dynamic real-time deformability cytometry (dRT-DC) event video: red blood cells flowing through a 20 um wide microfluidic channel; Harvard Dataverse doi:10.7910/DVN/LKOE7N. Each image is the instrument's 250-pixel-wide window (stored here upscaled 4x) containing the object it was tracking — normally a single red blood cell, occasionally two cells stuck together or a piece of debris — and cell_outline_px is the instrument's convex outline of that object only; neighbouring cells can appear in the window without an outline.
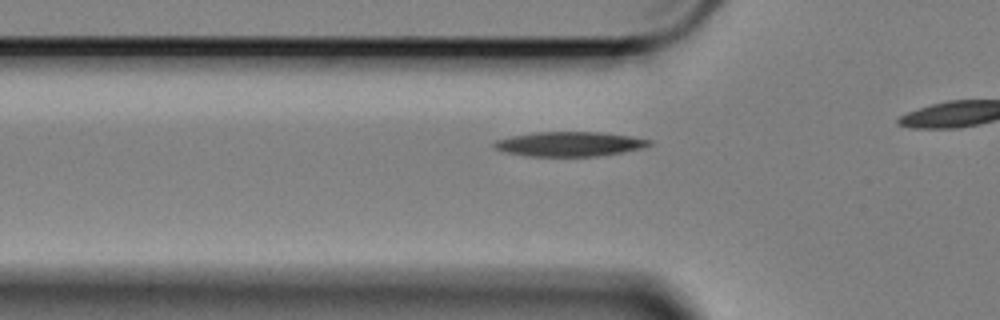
{"species": "Egyptian fruit bat (a non-hibernating species)", "species_latin": "Rousettus aegyptiacus", "temperature_condition": "cold", "stored_images_in_passage": 11, "camera_frame_rate_fps": 3000, "um_per_image_px": 0.085, "animal": {"sex": "female"}, "frame": {"image": 1, "passage_image": 5, "time_ms": 1.333, "image_size_px": [1000, 320], "cell_outline_px": [[652, 144], [644, 148], [624, 152], [596, 156], [528, 156], [504, 152], [496, 148], [492, 144], [496, 140], [512, 136], [536, 132], [600, 132], [632, 136], [652, 140]], "centroid_in_image_um": [48.45, 12.24], "position_along_channel_um": 77.3, "area_um2": 22.25}}
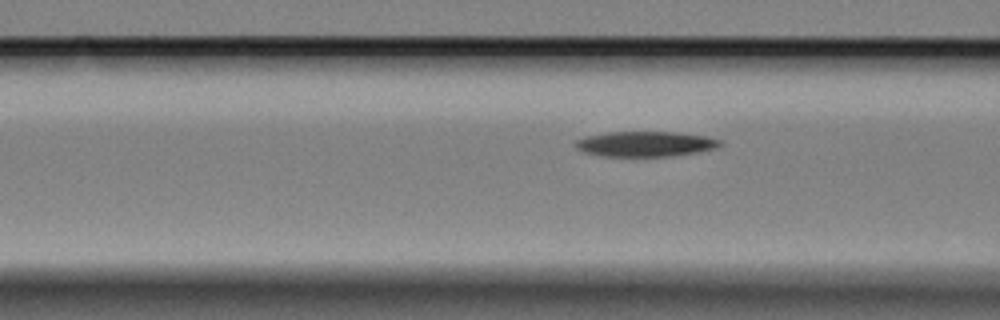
{"frame": {"image": 2, "passage_image": 8, "time_ms": 2.333, "image_size_px": [1000, 320], "cell_outline_px": [[724, 144], [720, 148], [700, 152], [672, 156], [600, 156], [584, 152], [576, 148], [572, 144], [576, 140], [588, 136], [608, 132], [676, 132], [704, 136], [724, 140]], "centroid_in_image_um": [54.92, 12.24], "position_along_channel_um": 111.7, "area_um2": 21.56}}